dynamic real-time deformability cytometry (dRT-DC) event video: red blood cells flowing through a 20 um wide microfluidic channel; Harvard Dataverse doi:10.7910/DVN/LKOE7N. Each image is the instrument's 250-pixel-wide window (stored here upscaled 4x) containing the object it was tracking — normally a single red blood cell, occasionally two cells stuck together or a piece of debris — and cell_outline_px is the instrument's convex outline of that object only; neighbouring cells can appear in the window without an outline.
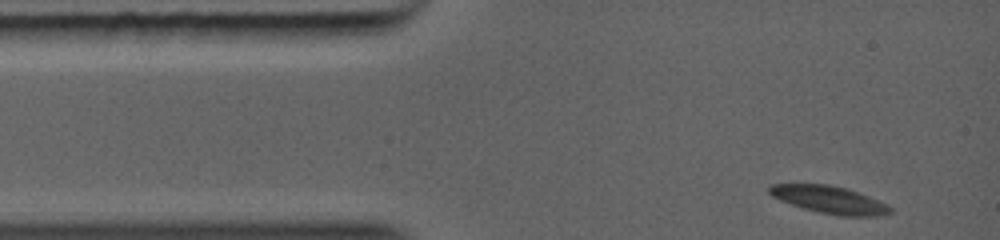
{"species": "common noctule bat (a hibernating species)", "species_latin": "Nyctalus noctula", "temperature_condition": "warm", "stored_images_in_passage": 37, "camera_frame_rate_fps": 5000, "um_per_image_px": 0.085, "animal": {"sex": "female", "body_mass_g": 19.0, "forearm_length_mm": 56.7}, "frame": {"image": 1, "passage_image": 1, "time_ms": 0.0, "image_size_px": [1000, 240], "cell_outline_px": [[892, 212], [876, 216], [840, 216], [820, 212], [804, 208], [780, 200], [772, 196], [768, 192], [768, 184], [828, 184], [844, 188], [856, 192], [888, 204], [892, 208]], "centroid_in_image_um": [70.47, 16.97], "position_along_channel_um": 14.5, "area_um2": 19.07}}
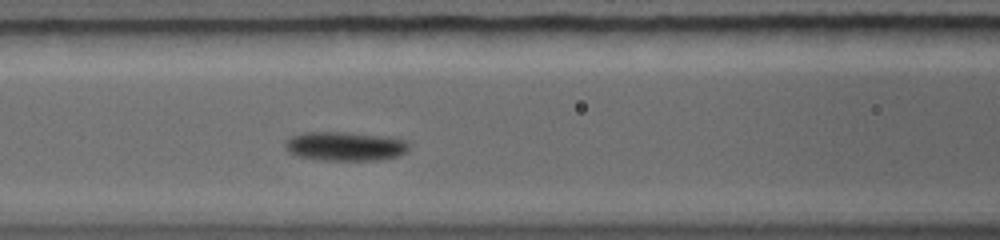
{"frame": {"image": 2, "passage_image": 19, "time_ms": 3.6, "image_size_px": [1000, 240], "cell_outline_px": [[408, 148], [404, 152], [396, 156], [380, 160], [320, 160], [296, 156], [288, 152], [284, 144], [284, 140], [288, 136], [300, 132], [348, 132], [384, 136], [408, 140]], "centroid_in_image_um": [29.25, 12.42], "position_along_channel_um": 137.3, "area_um2": 21.27}}
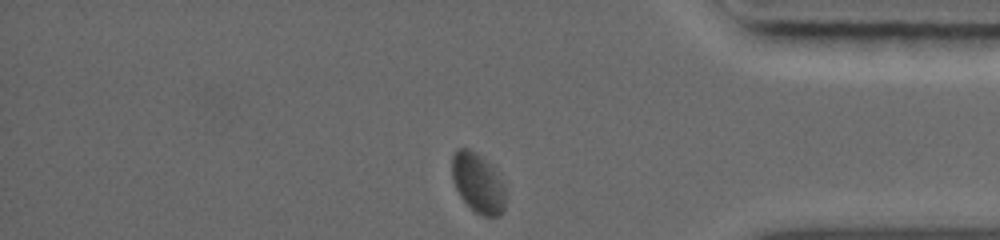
{"frame": {"image": 3, "passage_image": 37, "time_ms": 9.4, "image_size_px": [1000, 240], "cell_outline_px": [[504, 208], [500, 216], [484, 216], [476, 212], [460, 196], [452, 180], [452, 156], [460, 148], [468, 148], [476, 152], [496, 172], [504, 188]], "centroid_in_image_um": [40.6, 15.56], "position_along_channel_um": 394.6, "area_um2": 18.09}}